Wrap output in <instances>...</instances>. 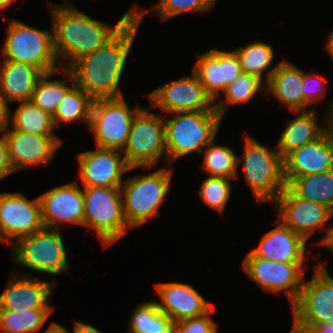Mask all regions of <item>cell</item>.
I'll return each mask as SVG.
<instances>
[{"mask_svg": "<svg viewBox=\"0 0 333 333\" xmlns=\"http://www.w3.org/2000/svg\"><path fill=\"white\" fill-rule=\"evenodd\" d=\"M124 99L122 96L94 100L88 128L95 136L97 147L124 149L133 118L142 108L138 105L131 109Z\"/></svg>", "mask_w": 333, "mask_h": 333, "instance_id": "10", "label": "cell"}, {"mask_svg": "<svg viewBox=\"0 0 333 333\" xmlns=\"http://www.w3.org/2000/svg\"><path fill=\"white\" fill-rule=\"evenodd\" d=\"M327 80L324 77L318 76L317 73L306 74L303 71V88L305 98V108L308 105L316 104L326 96ZM319 100V101H318Z\"/></svg>", "mask_w": 333, "mask_h": 333, "instance_id": "39", "label": "cell"}, {"mask_svg": "<svg viewBox=\"0 0 333 333\" xmlns=\"http://www.w3.org/2000/svg\"><path fill=\"white\" fill-rule=\"evenodd\" d=\"M155 287L162 300L155 302L157 308L174 323L202 316L214 306L188 283L163 282Z\"/></svg>", "mask_w": 333, "mask_h": 333, "instance_id": "21", "label": "cell"}, {"mask_svg": "<svg viewBox=\"0 0 333 333\" xmlns=\"http://www.w3.org/2000/svg\"><path fill=\"white\" fill-rule=\"evenodd\" d=\"M9 118H12L13 129L26 133H35L39 135H56L52 116L39 108L31 100L20 102L14 113L11 112Z\"/></svg>", "mask_w": 333, "mask_h": 333, "instance_id": "30", "label": "cell"}, {"mask_svg": "<svg viewBox=\"0 0 333 333\" xmlns=\"http://www.w3.org/2000/svg\"><path fill=\"white\" fill-rule=\"evenodd\" d=\"M55 72L57 71L44 73L41 76L36 83L31 98L34 104L51 116L56 112L64 94L74 85L73 76L67 68L58 69V73L65 77V81L60 79L49 81V78L54 76ZM68 83L70 85H68Z\"/></svg>", "mask_w": 333, "mask_h": 333, "instance_id": "27", "label": "cell"}, {"mask_svg": "<svg viewBox=\"0 0 333 333\" xmlns=\"http://www.w3.org/2000/svg\"><path fill=\"white\" fill-rule=\"evenodd\" d=\"M83 188L78 180L54 187L38 196L44 227L61 229L65 225H81L84 219Z\"/></svg>", "mask_w": 333, "mask_h": 333, "instance_id": "17", "label": "cell"}, {"mask_svg": "<svg viewBox=\"0 0 333 333\" xmlns=\"http://www.w3.org/2000/svg\"><path fill=\"white\" fill-rule=\"evenodd\" d=\"M39 197L30 201L22 193H0V238L10 246L43 228Z\"/></svg>", "mask_w": 333, "mask_h": 333, "instance_id": "14", "label": "cell"}, {"mask_svg": "<svg viewBox=\"0 0 333 333\" xmlns=\"http://www.w3.org/2000/svg\"><path fill=\"white\" fill-rule=\"evenodd\" d=\"M83 200V226L96 230L104 248L127 234L120 187H83Z\"/></svg>", "mask_w": 333, "mask_h": 333, "instance_id": "6", "label": "cell"}, {"mask_svg": "<svg viewBox=\"0 0 333 333\" xmlns=\"http://www.w3.org/2000/svg\"><path fill=\"white\" fill-rule=\"evenodd\" d=\"M94 99L75 84L64 94L52 116L54 127L61 123H85L89 127Z\"/></svg>", "mask_w": 333, "mask_h": 333, "instance_id": "28", "label": "cell"}, {"mask_svg": "<svg viewBox=\"0 0 333 333\" xmlns=\"http://www.w3.org/2000/svg\"><path fill=\"white\" fill-rule=\"evenodd\" d=\"M5 178L1 173H0V180Z\"/></svg>", "mask_w": 333, "mask_h": 333, "instance_id": "50", "label": "cell"}, {"mask_svg": "<svg viewBox=\"0 0 333 333\" xmlns=\"http://www.w3.org/2000/svg\"><path fill=\"white\" fill-rule=\"evenodd\" d=\"M10 108L8 106V102L5 99V96L0 91V133L5 131V129L9 126V122L11 121L9 118Z\"/></svg>", "mask_w": 333, "mask_h": 333, "instance_id": "42", "label": "cell"}, {"mask_svg": "<svg viewBox=\"0 0 333 333\" xmlns=\"http://www.w3.org/2000/svg\"><path fill=\"white\" fill-rule=\"evenodd\" d=\"M10 278L0 295V310L54 309L50 306V296L56 286L55 281L49 283L27 273L19 274L18 271Z\"/></svg>", "mask_w": 333, "mask_h": 333, "instance_id": "20", "label": "cell"}, {"mask_svg": "<svg viewBox=\"0 0 333 333\" xmlns=\"http://www.w3.org/2000/svg\"><path fill=\"white\" fill-rule=\"evenodd\" d=\"M122 152L129 168L152 169L167 153L164 118L141 108L133 118Z\"/></svg>", "mask_w": 333, "mask_h": 333, "instance_id": "9", "label": "cell"}, {"mask_svg": "<svg viewBox=\"0 0 333 333\" xmlns=\"http://www.w3.org/2000/svg\"><path fill=\"white\" fill-rule=\"evenodd\" d=\"M307 328L309 333H333V323L298 324Z\"/></svg>", "mask_w": 333, "mask_h": 333, "instance_id": "43", "label": "cell"}, {"mask_svg": "<svg viewBox=\"0 0 333 333\" xmlns=\"http://www.w3.org/2000/svg\"><path fill=\"white\" fill-rule=\"evenodd\" d=\"M326 49L329 52V54L332 56V59H333V30L331 31L330 35L328 36L327 43H326Z\"/></svg>", "mask_w": 333, "mask_h": 333, "instance_id": "48", "label": "cell"}, {"mask_svg": "<svg viewBox=\"0 0 333 333\" xmlns=\"http://www.w3.org/2000/svg\"><path fill=\"white\" fill-rule=\"evenodd\" d=\"M122 151L96 146V150L77 154L80 179L83 187H121L123 175L129 168Z\"/></svg>", "mask_w": 333, "mask_h": 333, "instance_id": "18", "label": "cell"}, {"mask_svg": "<svg viewBox=\"0 0 333 333\" xmlns=\"http://www.w3.org/2000/svg\"><path fill=\"white\" fill-rule=\"evenodd\" d=\"M14 1L16 0H0V9H6V7H9Z\"/></svg>", "mask_w": 333, "mask_h": 333, "instance_id": "49", "label": "cell"}, {"mask_svg": "<svg viewBox=\"0 0 333 333\" xmlns=\"http://www.w3.org/2000/svg\"><path fill=\"white\" fill-rule=\"evenodd\" d=\"M297 197L321 203L333 212V168L294 177L286 185Z\"/></svg>", "mask_w": 333, "mask_h": 333, "instance_id": "26", "label": "cell"}, {"mask_svg": "<svg viewBox=\"0 0 333 333\" xmlns=\"http://www.w3.org/2000/svg\"><path fill=\"white\" fill-rule=\"evenodd\" d=\"M326 266H315L313 278H304L301 292L291 305L297 324L333 323V277Z\"/></svg>", "mask_w": 333, "mask_h": 333, "instance_id": "11", "label": "cell"}, {"mask_svg": "<svg viewBox=\"0 0 333 333\" xmlns=\"http://www.w3.org/2000/svg\"><path fill=\"white\" fill-rule=\"evenodd\" d=\"M74 331L75 333H102L95 327L78 321H74Z\"/></svg>", "mask_w": 333, "mask_h": 333, "instance_id": "45", "label": "cell"}, {"mask_svg": "<svg viewBox=\"0 0 333 333\" xmlns=\"http://www.w3.org/2000/svg\"><path fill=\"white\" fill-rule=\"evenodd\" d=\"M241 72L238 55L235 50L221 51V73L222 81H224V90L227 85L231 84L241 74Z\"/></svg>", "mask_w": 333, "mask_h": 333, "instance_id": "40", "label": "cell"}, {"mask_svg": "<svg viewBox=\"0 0 333 333\" xmlns=\"http://www.w3.org/2000/svg\"><path fill=\"white\" fill-rule=\"evenodd\" d=\"M44 73L22 62L2 60L0 65V91L6 101H30L37 81Z\"/></svg>", "mask_w": 333, "mask_h": 333, "instance_id": "25", "label": "cell"}, {"mask_svg": "<svg viewBox=\"0 0 333 333\" xmlns=\"http://www.w3.org/2000/svg\"><path fill=\"white\" fill-rule=\"evenodd\" d=\"M276 223L277 226L262 236L258 247L251 252L273 262L304 263L307 242L278 218Z\"/></svg>", "mask_w": 333, "mask_h": 333, "instance_id": "23", "label": "cell"}, {"mask_svg": "<svg viewBox=\"0 0 333 333\" xmlns=\"http://www.w3.org/2000/svg\"><path fill=\"white\" fill-rule=\"evenodd\" d=\"M215 140L204 149L202 168L209 176L235 178L237 174V155L228 146L214 145Z\"/></svg>", "mask_w": 333, "mask_h": 333, "instance_id": "35", "label": "cell"}, {"mask_svg": "<svg viewBox=\"0 0 333 333\" xmlns=\"http://www.w3.org/2000/svg\"><path fill=\"white\" fill-rule=\"evenodd\" d=\"M292 326L290 333H309L306 327L298 325L294 320Z\"/></svg>", "mask_w": 333, "mask_h": 333, "instance_id": "47", "label": "cell"}, {"mask_svg": "<svg viewBox=\"0 0 333 333\" xmlns=\"http://www.w3.org/2000/svg\"><path fill=\"white\" fill-rule=\"evenodd\" d=\"M130 333H173L174 322L161 312L155 301H147L133 310Z\"/></svg>", "mask_w": 333, "mask_h": 333, "instance_id": "32", "label": "cell"}, {"mask_svg": "<svg viewBox=\"0 0 333 333\" xmlns=\"http://www.w3.org/2000/svg\"><path fill=\"white\" fill-rule=\"evenodd\" d=\"M303 71L283 59L276 66L269 81L266 83V93L272 94L276 100L285 104L289 110L306 111L303 88Z\"/></svg>", "mask_w": 333, "mask_h": 333, "instance_id": "24", "label": "cell"}, {"mask_svg": "<svg viewBox=\"0 0 333 333\" xmlns=\"http://www.w3.org/2000/svg\"><path fill=\"white\" fill-rule=\"evenodd\" d=\"M11 248L13 262L21 267L54 276L69 273L67 252L59 229L43 227L17 239Z\"/></svg>", "mask_w": 333, "mask_h": 333, "instance_id": "7", "label": "cell"}, {"mask_svg": "<svg viewBox=\"0 0 333 333\" xmlns=\"http://www.w3.org/2000/svg\"><path fill=\"white\" fill-rule=\"evenodd\" d=\"M304 263H283L256 257L251 251L243 261L246 276L269 292L284 291L291 305L301 292L304 281Z\"/></svg>", "mask_w": 333, "mask_h": 333, "instance_id": "12", "label": "cell"}, {"mask_svg": "<svg viewBox=\"0 0 333 333\" xmlns=\"http://www.w3.org/2000/svg\"><path fill=\"white\" fill-rule=\"evenodd\" d=\"M326 230H325V236L323 237V239H321L320 241H318V243L316 242V246L318 245H322L328 249H330V251L332 252L333 250V226L332 227H329V228H326L324 227Z\"/></svg>", "mask_w": 333, "mask_h": 333, "instance_id": "44", "label": "cell"}, {"mask_svg": "<svg viewBox=\"0 0 333 333\" xmlns=\"http://www.w3.org/2000/svg\"><path fill=\"white\" fill-rule=\"evenodd\" d=\"M326 109V112L323 113L326 115L323 116V121L320 120L321 122L317 121L320 118L315 108L311 111H294L299 115L290 122L287 119L288 124L276 143V148L282 158L289 152L316 140L333 124V100Z\"/></svg>", "mask_w": 333, "mask_h": 333, "instance_id": "22", "label": "cell"}, {"mask_svg": "<svg viewBox=\"0 0 333 333\" xmlns=\"http://www.w3.org/2000/svg\"><path fill=\"white\" fill-rule=\"evenodd\" d=\"M166 119L165 137L167 153L165 161L169 166L178 158L198 152L216 138L223 118L216 110L174 113Z\"/></svg>", "mask_w": 333, "mask_h": 333, "instance_id": "3", "label": "cell"}, {"mask_svg": "<svg viewBox=\"0 0 333 333\" xmlns=\"http://www.w3.org/2000/svg\"><path fill=\"white\" fill-rule=\"evenodd\" d=\"M333 168V124L316 140L289 152L283 158L286 185L294 178Z\"/></svg>", "mask_w": 333, "mask_h": 333, "instance_id": "19", "label": "cell"}, {"mask_svg": "<svg viewBox=\"0 0 333 333\" xmlns=\"http://www.w3.org/2000/svg\"><path fill=\"white\" fill-rule=\"evenodd\" d=\"M147 96L152 108L167 114L216 110L214 101L205 92L198 75L193 70L192 76H184L179 80L161 84Z\"/></svg>", "mask_w": 333, "mask_h": 333, "instance_id": "13", "label": "cell"}, {"mask_svg": "<svg viewBox=\"0 0 333 333\" xmlns=\"http://www.w3.org/2000/svg\"><path fill=\"white\" fill-rule=\"evenodd\" d=\"M6 140L9 161L14 172L32 166H48L62 144L57 135H39L11 129L2 133Z\"/></svg>", "mask_w": 333, "mask_h": 333, "instance_id": "16", "label": "cell"}, {"mask_svg": "<svg viewBox=\"0 0 333 333\" xmlns=\"http://www.w3.org/2000/svg\"><path fill=\"white\" fill-rule=\"evenodd\" d=\"M172 174L173 169L163 167L151 174L124 180L120 189L124 217L130 228L159 216L158 209L170 191Z\"/></svg>", "mask_w": 333, "mask_h": 333, "instance_id": "5", "label": "cell"}, {"mask_svg": "<svg viewBox=\"0 0 333 333\" xmlns=\"http://www.w3.org/2000/svg\"><path fill=\"white\" fill-rule=\"evenodd\" d=\"M244 137V155H237V174L243 161L244 176L258 203L273 202L285 189L283 158L277 148L268 149L247 132Z\"/></svg>", "mask_w": 333, "mask_h": 333, "instance_id": "4", "label": "cell"}, {"mask_svg": "<svg viewBox=\"0 0 333 333\" xmlns=\"http://www.w3.org/2000/svg\"><path fill=\"white\" fill-rule=\"evenodd\" d=\"M235 52L238 55L242 72L255 75L265 83L269 81L277 66L275 65L274 68L268 70L274 59V51L271 45L261 41H254L245 47H238ZM263 74L266 76L263 77Z\"/></svg>", "mask_w": 333, "mask_h": 333, "instance_id": "29", "label": "cell"}, {"mask_svg": "<svg viewBox=\"0 0 333 333\" xmlns=\"http://www.w3.org/2000/svg\"><path fill=\"white\" fill-rule=\"evenodd\" d=\"M214 307L202 316L174 323L173 333H217L218 324L212 318Z\"/></svg>", "mask_w": 333, "mask_h": 333, "instance_id": "38", "label": "cell"}, {"mask_svg": "<svg viewBox=\"0 0 333 333\" xmlns=\"http://www.w3.org/2000/svg\"><path fill=\"white\" fill-rule=\"evenodd\" d=\"M54 309L26 311L0 310V331L3 333H36L44 326Z\"/></svg>", "mask_w": 333, "mask_h": 333, "instance_id": "34", "label": "cell"}, {"mask_svg": "<svg viewBox=\"0 0 333 333\" xmlns=\"http://www.w3.org/2000/svg\"><path fill=\"white\" fill-rule=\"evenodd\" d=\"M48 7L52 20L53 48L57 60L61 59L57 62L61 68H68L78 58L98 50L134 15L132 6L115 26H111L80 12L68 0L58 5L48 2ZM66 58L70 62L66 63Z\"/></svg>", "mask_w": 333, "mask_h": 333, "instance_id": "2", "label": "cell"}, {"mask_svg": "<svg viewBox=\"0 0 333 333\" xmlns=\"http://www.w3.org/2000/svg\"><path fill=\"white\" fill-rule=\"evenodd\" d=\"M7 38L2 49L3 60L30 64L43 73L58 71L53 48V33L10 19ZM57 67V68H56Z\"/></svg>", "mask_w": 333, "mask_h": 333, "instance_id": "8", "label": "cell"}, {"mask_svg": "<svg viewBox=\"0 0 333 333\" xmlns=\"http://www.w3.org/2000/svg\"><path fill=\"white\" fill-rule=\"evenodd\" d=\"M216 0H160L154 7L162 21H167L186 12H205L214 6Z\"/></svg>", "mask_w": 333, "mask_h": 333, "instance_id": "37", "label": "cell"}, {"mask_svg": "<svg viewBox=\"0 0 333 333\" xmlns=\"http://www.w3.org/2000/svg\"><path fill=\"white\" fill-rule=\"evenodd\" d=\"M0 173L4 177L15 173L9 161L8 148L4 135L0 138Z\"/></svg>", "mask_w": 333, "mask_h": 333, "instance_id": "41", "label": "cell"}, {"mask_svg": "<svg viewBox=\"0 0 333 333\" xmlns=\"http://www.w3.org/2000/svg\"><path fill=\"white\" fill-rule=\"evenodd\" d=\"M278 218L306 242L316 229L323 228L333 218V212L325 205L297 197L287 186L274 200Z\"/></svg>", "mask_w": 333, "mask_h": 333, "instance_id": "15", "label": "cell"}, {"mask_svg": "<svg viewBox=\"0 0 333 333\" xmlns=\"http://www.w3.org/2000/svg\"><path fill=\"white\" fill-rule=\"evenodd\" d=\"M197 62L192 70L198 75L205 92L213 101L218 100L224 91V81L221 73V51L210 49L203 54H197Z\"/></svg>", "mask_w": 333, "mask_h": 333, "instance_id": "33", "label": "cell"}, {"mask_svg": "<svg viewBox=\"0 0 333 333\" xmlns=\"http://www.w3.org/2000/svg\"><path fill=\"white\" fill-rule=\"evenodd\" d=\"M134 5V15L103 46L93 53L75 60L67 69L74 84L94 100L124 96L119 83L131 46L144 16L153 11H142Z\"/></svg>", "mask_w": 333, "mask_h": 333, "instance_id": "1", "label": "cell"}, {"mask_svg": "<svg viewBox=\"0 0 333 333\" xmlns=\"http://www.w3.org/2000/svg\"><path fill=\"white\" fill-rule=\"evenodd\" d=\"M44 333H71L62 325L52 322ZM75 333V331H73Z\"/></svg>", "mask_w": 333, "mask_h": 333, "instance_id": "46", "label": "cell"}, {"mask_svg": "<svg viewBox=\"0 0 333 333\" xmlns=\"http://www.w3.org/2000/svg\"><path fill=\"white\" fill-rule=\"evenodd\" d=\"M231 179L217 176H208L202 182L199 195L204 204L209 206L221 215L229 201L232 184Z\"/></svg>", "mask_w": 333, "mask_h": 333, "instance_id": "36", "label": "cell"}, {"mask_svg": "<svg viewBox=\"0 0 333 333\" xmlns=\"http://www.w3.org/2000/svg\"><path fill=\"white\" fill-rule=\"evenodd\" d=\"M261 90L266 93V83L263 80L255 75L241 72L231 84L226 86L223 91L224 99L219 102L214 101V108L224 118L228 105L247 103Z\"/></svg>", "mask_w": 333, "mask_h": 333, "instance_id": "31", "label": "cell"}]
</instances>
